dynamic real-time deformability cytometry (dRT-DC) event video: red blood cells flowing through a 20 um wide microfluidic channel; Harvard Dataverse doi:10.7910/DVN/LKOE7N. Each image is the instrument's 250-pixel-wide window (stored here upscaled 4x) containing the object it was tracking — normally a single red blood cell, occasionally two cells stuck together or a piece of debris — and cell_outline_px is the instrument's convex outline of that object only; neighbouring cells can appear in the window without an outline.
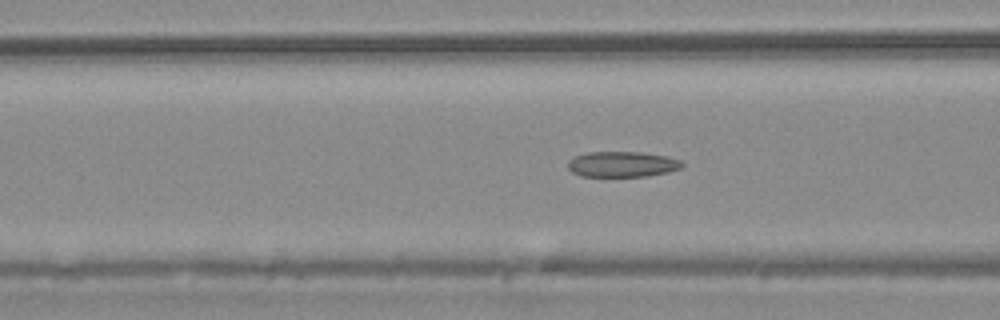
{"species": "common noctule bat (a hibernating species)", "species_latin": "Nyctalus noctula", "temperature_condition": "warm", "stored_images_in_passage": 55, "camera_frame_rate_fps": 3000, "um_per_image_px": 0.085, "animal": {"sex": "male", "body_mass_g": 20.4}, "frame": {"image": 1, "passage_image": 22, "time_ms": 7.0, "image_size_px": [1000, 320], "cell_outline_px": [[684, 164], [680, 168], [668, 172], [648, 176], [580, 176], [572, 172], [568, 168], [568, 160], [576, 156], [588, 152], [640, 152], [668, 156], [680, 160]], "centroid_in_image_um": [52.89, 13.96], "position_along_channel_um": 113.7, "area_um2": 16.99}}
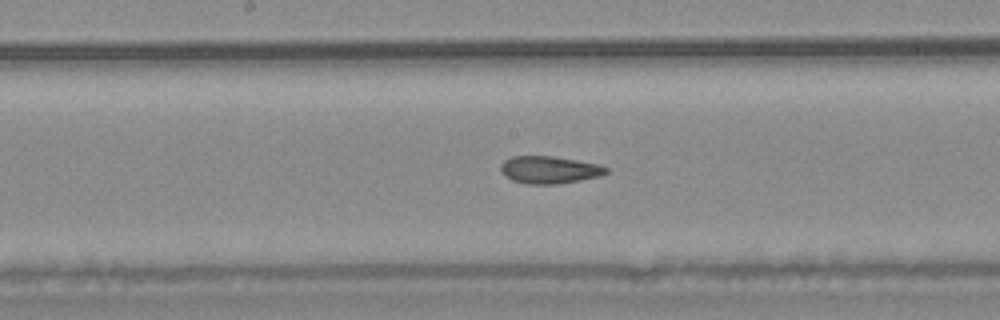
{"frame": {"image": 2, "passage_image": 29, "time_ms": 9.333, "image_size_px": [1000, 320], "cell_outline_px": [[608, 172], [600, 176], [580, 180], [556, 184], [528, 184], [512, 180], [504, 176], [500, 168], [500, 164], [504, 160], [512, 156], [552, 156], [600, 164], [608, 168]], "centroid_in_image_um": [46.68, 14.43], "position_along_channel_um": 201.5, "area_um2": 16.88}}
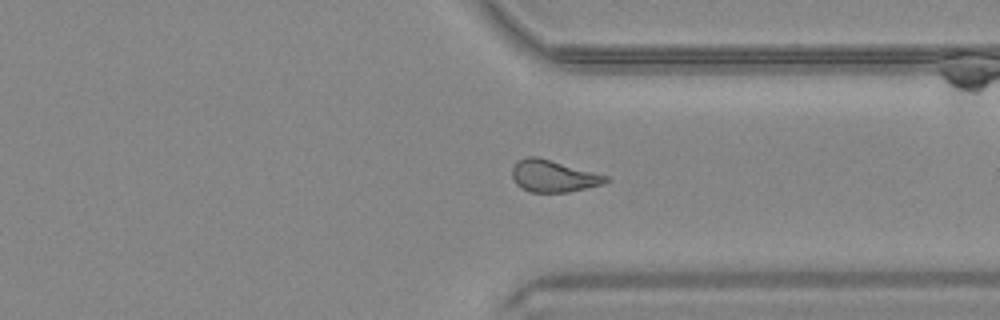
{"frame": {"image": 3, "passage_image": 42, "time_ms": 13.667, "image_size_px": [1000, 320], "cell_outline_px": [[608, 180], [604, 184], [568, 192], [532, 192], [516, 184], [512, 176], [512, 168], [516, 160], [528, 156], [536, 156], [608, 176]], "centroid_in_image_um": [47.01, 14.96], "position_along_channel_um": 364.4, "area_um2": 17.22}, "authors_computed_cell_mechanics": {"area_um2": 17.8024, "velocity_mm_per_s": 3.754, "shape_relaxation_time_tau1_ms": null, "shape_relaxation_time_tau2_ms": 2.8452, "deformation_change_tau1": null, "deformation_change_tau2": 0.1015}}